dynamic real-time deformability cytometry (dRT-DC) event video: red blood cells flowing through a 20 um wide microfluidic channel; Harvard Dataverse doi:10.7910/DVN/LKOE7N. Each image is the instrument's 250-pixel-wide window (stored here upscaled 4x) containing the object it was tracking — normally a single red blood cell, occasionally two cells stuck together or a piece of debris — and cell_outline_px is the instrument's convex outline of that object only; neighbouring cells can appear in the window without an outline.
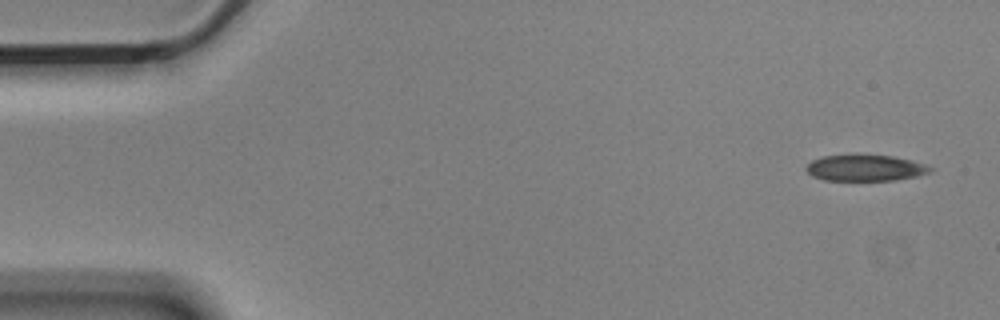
{"species": "Egyptian fruit bat (a non-hibernating species)", "species_latin": "Rousettus aegyptiacus", "temperature_condition": "cold", "stored_images_in_passage": 54, "camera_frame_rate_fps": 3000, "um_per_image_px": 0.085, "animal": {"sex": "male"}, "frame": {"image": 1, "passage_image": 1, "time_ms": 0.0, "image_size_px": [1000, 320], "cell_outline_px": [[932, 172], [916, 176], [896, 180], [824, 180], [812, 176], [804, 168], [812, 160], [824, 156], [892, 156], [912, 160], [924, 164], [932, 168]], "centroid_in_image_um": [73.55, 14.29], "position_along_channel_um": 11.4, "area_um2": 18.55}}
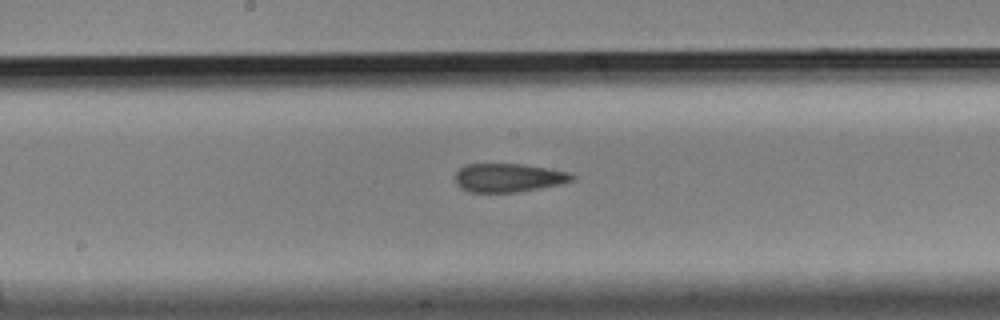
{"frame": {"image": 2, "passage_image": 27, "time_ms": 8.667, "image_size_px": [1000, 320], "cell_outline_px": [[576, 176], [572, 180], [560, 184], [516, 192], [468, 192], [460, 188], [456, 184], [456, 172], [460, 168], [468, 164], [524, 164], [548, 168], [568, 172]], "centroid_in_image_um": [43.2, 15.1], "position_along_channel_um": 205.0, "area_um2": 19.36}}
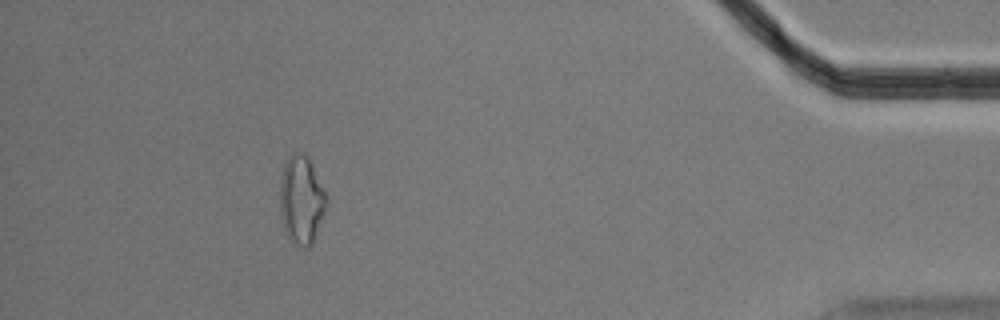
{"frame": {"image": 3, "passage_image": 49, "time_ms": 16.0, "image_size_px": [1000, 320], "cell_outline_px": [[328, 204], [312, 244], [308, 248], [296, 248], [292, 244], [284, 232], [280, 216], [280, 176], [284, 164], [292, 152], [304, 152], [308, 156], [328, 196]], "centroid_in_image_um": [25.61, 17.02], "position_along_channel_um": 409.6, "area_um2": 24.74}, "authors_computed_cell_mechanics": {"area_um2": 20.2011, "velocity_mm_per_s": 3.5497, "shape_relaxation_time_tau1_ms": null, "shape_relaxation_time_tau2_ms": 5.6273, "deformation_change_tau1": null, "deformation_change_tau2": 0.1399}}